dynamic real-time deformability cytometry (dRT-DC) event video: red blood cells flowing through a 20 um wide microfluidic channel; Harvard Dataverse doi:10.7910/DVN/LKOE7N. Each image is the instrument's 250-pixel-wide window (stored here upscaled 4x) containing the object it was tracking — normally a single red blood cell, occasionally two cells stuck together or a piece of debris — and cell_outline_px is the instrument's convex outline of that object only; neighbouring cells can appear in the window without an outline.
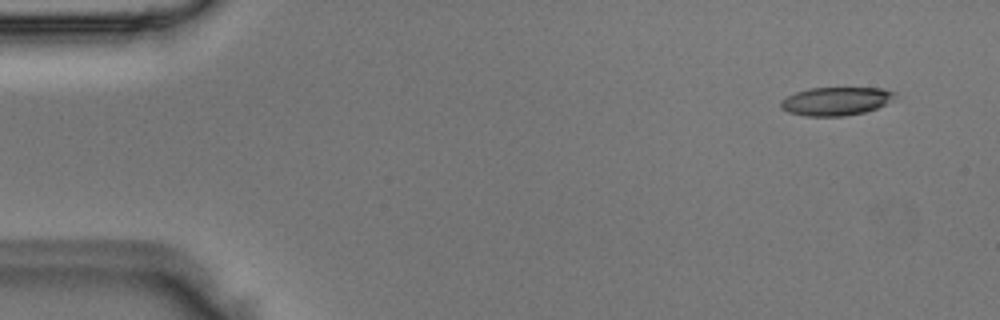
{"species": "Egyptian fruit bat (a non-hibernating species)", "species_latin": "Rousettus aegyptiacus", "temperature_condition": "room temperature", "stored_images_in_passage": 4, "camera_frame_rate_fps": 3000, "um_per_image_px": 0.085, "animal": {"sex": "male"}, "frame": {"image": 1, "passage_image": 1, "time_ms": 0.0, "image_size_px": [1000, 320], "cell_outline_px": [[896, 96], [884, 104], [876, 108], [864, 112], [844, 116], [804, 116], [788, 112], [780, 108], [780, 100], [796, 92], [808, 88], [884, 88], [896, 92]], "centroid_in_image_um": [71.02, 8.6], "position_along_channel_um": 14.0, "area_um2": 18.84}}
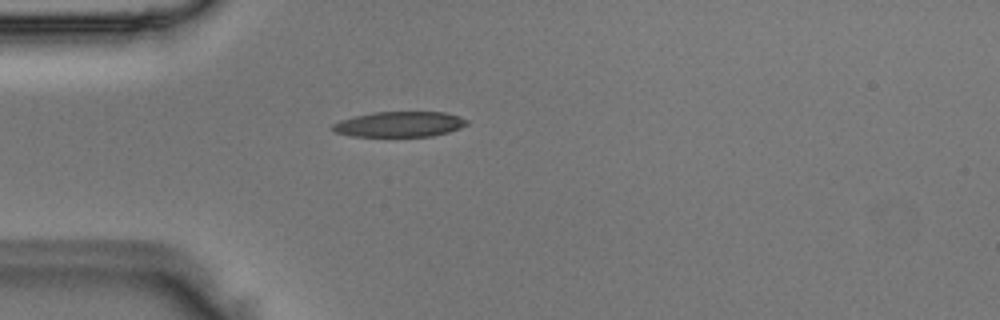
{"frame": {"image": 2, "passage_image": 4, "time_ms": 1.0, "image_size_px": [1000, 320], "cell_outline_px": [[468, 124], [460, 128], [448, 132], [432, 136], [352, 136], [332, 132], [328, 128], [332, 124], [340, 120], [372, 112], [444, 112], [460, 116], [468, 120]], "centroid_in_image_um": [33.92, 10.56], "position_along_channel_um": 51.1, "area_um2": 20.0}}